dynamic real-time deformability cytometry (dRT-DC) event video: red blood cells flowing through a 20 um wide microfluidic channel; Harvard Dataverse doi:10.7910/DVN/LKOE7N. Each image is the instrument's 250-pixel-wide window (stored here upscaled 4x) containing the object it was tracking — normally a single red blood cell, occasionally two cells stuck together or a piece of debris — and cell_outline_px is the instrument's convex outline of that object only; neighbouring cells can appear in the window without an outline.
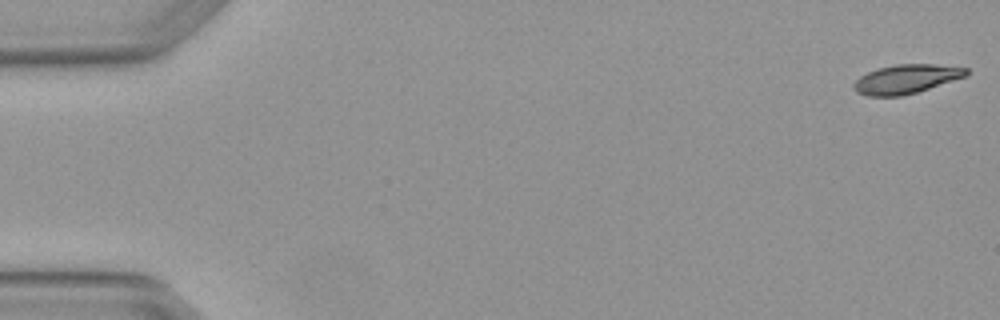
{"species": "Egyptian fruit bat (a non-hibernating species)", "species_latin": "Rousettus aegyptiacus", "temperature_condition": "warm", "stored_images_in_passage": 4, "camera_frame_rate_fps": 3000, "um_per_image_px": 0.085, "animal": {"sex": "female"}, "frame": {"image": 1, "passage_image": 1, "time_ms": 0.0, "image_size_px": [1000, 320], "cell_outline_px": [[968, 76], [916, 92], [900, 96], [868, 96], [856, 92], [852, 88], [852, 84], [860, 76], [868, 72], [880, 68], [896, 64], [932, 64], [968, 68]], "centroid_in_image_um": [77.02, 6.72], "position_along_channel_um": 8.0, "area_um2": 18.96}}